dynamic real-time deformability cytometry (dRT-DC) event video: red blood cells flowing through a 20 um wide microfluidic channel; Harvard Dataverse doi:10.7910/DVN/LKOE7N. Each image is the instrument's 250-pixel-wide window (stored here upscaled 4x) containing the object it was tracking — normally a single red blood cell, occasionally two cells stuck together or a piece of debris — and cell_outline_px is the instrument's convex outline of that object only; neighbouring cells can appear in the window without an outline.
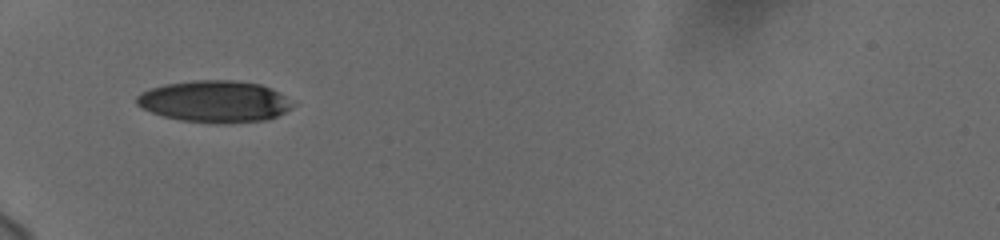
{"species": "human", "species_latin": "Homo sapiens", "temperature_condition": "cold", "stored_images_in_passage": 37, "camera_frame_rate_fps": 3000, "um_per_image_px": 0.085, "donor": {"sex": "female"}, "frame": {"image": 1, "passage_image": 1, "time_ms": 0.0, "image_size_px": [1000, 240], "cell_outline_px": [[296, 104], [284, 112], [268, 120], [220, 124], [180, 120], [164, 116], [152, 112], [136, 104], [136, 96], [152, 88], [164, 84], [192, 80], [232, 80], [260, 84], [284, 96]], "centroid_in_image_um": [18.24, 8.63], "position_along_channel_um": 66.8, "area_um2": 37.69}}
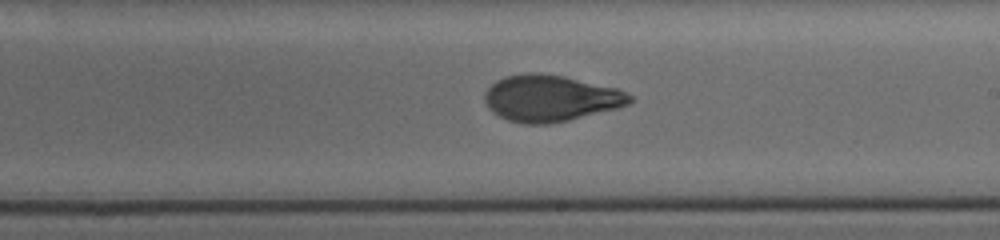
{"frame": {"image": 2, "passage_image": 16, "time_ms": 5.0, "image_size_px": [1000, 240], "cell_outline_px": [[632, 100], [628, 104], [616, 108], [568, 120], [548, 124], [524, 124], [508, 120], [492, 112], [488, 108], [484, 100], [484, 92], [496, 80], [504, 76], [524, 72], [540, 72], [564, 76], [616, 88], [632, 96]], "centroid_in_image_um": [46.73, 8.34], "position_along_channel_um": 242.3, "area_um2": 39.25}}
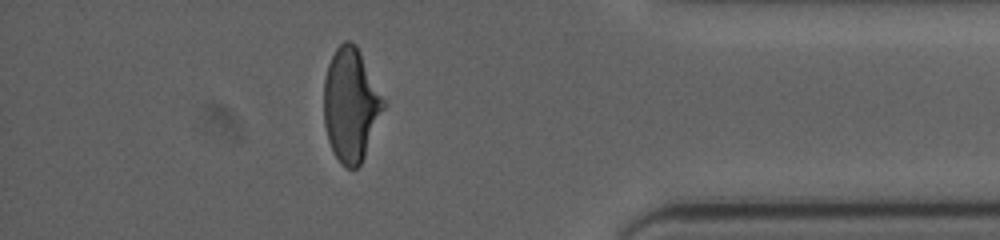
{"frame": {"image": 3, "passage_image": 31, "time_ms": 10.0, "image_size_px": [1000, 240], "cell_outline_px": [[388, 104], [364, 156], [360, 164], [356, 168], [344, 168], [340, 164], [328, 140], [324, 124], [324, 80], [328, 64], [336, 48], [344, 40], [348, 40], [356, 44]], "centroid_in_image_um": [29.84, 8.9], "position_along_channel_um": 405.4, "area_um2": 39.77}, "authors_computed_cell_mechanics": {"area_um2": 39.015, "velocity_mm_per_s": 3.6974, "shape_relaxation_time_tau1_ms": 5.5022, "shape_relaxation_time_tau2_ms": 1.2419, "deformation_change_tau1": 0.1915, "deformation_change_tau2": 0.0706}}